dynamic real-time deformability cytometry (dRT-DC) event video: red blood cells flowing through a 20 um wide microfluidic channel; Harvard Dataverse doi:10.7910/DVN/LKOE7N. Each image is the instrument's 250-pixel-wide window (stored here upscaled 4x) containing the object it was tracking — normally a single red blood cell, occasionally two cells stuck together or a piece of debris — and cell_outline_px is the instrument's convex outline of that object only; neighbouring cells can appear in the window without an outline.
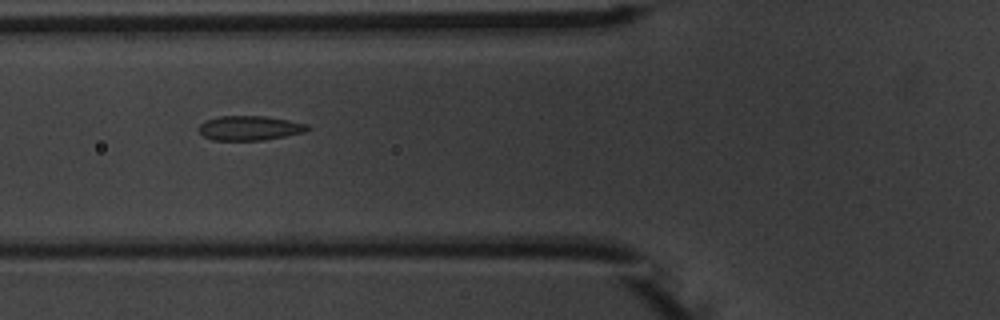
{"species": "common noctule bat (a hibernating species)", "species_latin": "Nyctalus noctula", "temperature_condition": "warm", "stored_images_in_passage": 6, "camera_frame_rate_fps": 3000, "um_per_image_px": 0.085, "animal": {"sex": "male", "body_mass_g": 20.1, "forearm_length_mm": 53.5}, "frame": {"image": 1, "passage_image": 4, "time_ms": 3.333, "image_size_px": [1000, 320], "cell_outline_px": [[312, 128], [304, 132], [264, 140], [212, 140], [204, 136], [200, 132], [200, 124], [208, 120], [220, 116], [264, 116], [288, 120], [308, 124]], "centroid_in_image_um": [21.26, 10.88], "position_along_channel_um": 104.5, "area_um2": 15.37}}
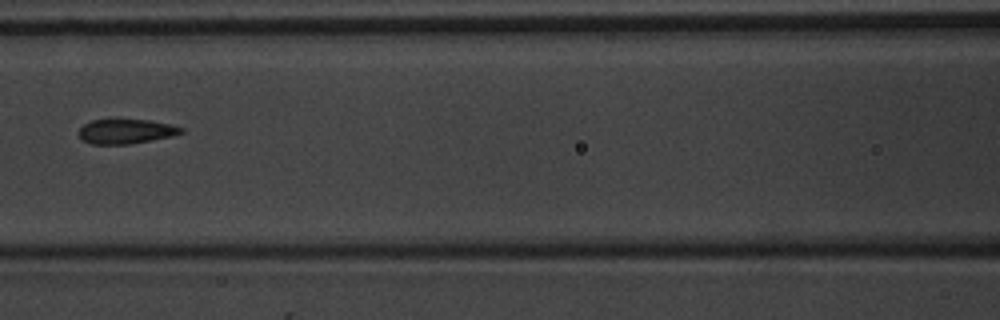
{"frame": {"image": 2, "passage_image": 5, "time_ms": 4.667, "image_size_px": [1000, 320], "cell_outline_px": [[184, 132], [172, 136], [128, 144], [92, 144], [84, 140], [80, 136], [80, 128], [84, 124], [92, 120], [116, 116], [152, 120], [172, 124], [184, 128]], "centroid_in_image_um": [10.73, 11.1], "position_along_channel_um": 155.9, "area_um2": 15.37}}
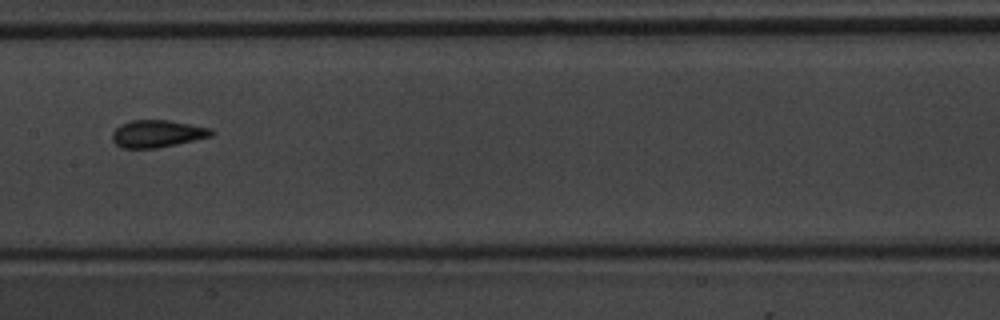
{"frame": {"image": 3, "passage_image": 6, "time_ms": 5.667, "image_size_px": [1000, 320], "cell_outline_px": [[216, 132], [212, 136], [176, 144], [156, 148], [120, 148], [112, 140], [112, 132], [120, 124], [132, 120], [168, 120], [212, 128]], "centroid_in_image_um": [13.37, 11.36], "position_along_channel_um": 194.0, "area_um2": 15.84}}